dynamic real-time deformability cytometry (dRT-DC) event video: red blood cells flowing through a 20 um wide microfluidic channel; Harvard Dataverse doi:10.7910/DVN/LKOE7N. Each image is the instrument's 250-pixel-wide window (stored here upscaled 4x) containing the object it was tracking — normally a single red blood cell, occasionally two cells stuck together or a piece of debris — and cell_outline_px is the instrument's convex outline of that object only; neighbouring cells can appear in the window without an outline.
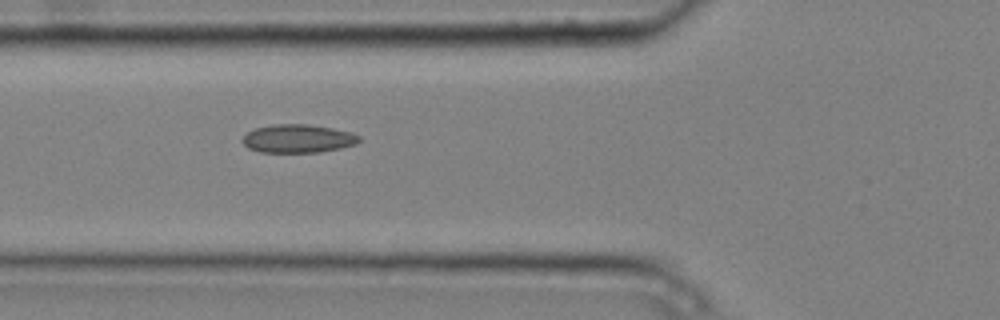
{"species": "common noctule bat (a hibernating species)", "species_latin": "Nyctalus noctula", "temperature_condition": "cold", "stored_images_in_passage": 5, "camera_frame_rate_fps": 3000, "um_per_image_px": 0.085, "animal": {"sex": "male", "body_mass_g": 20.4}, "frame": {"image": 1, "passage_image": 2, "time_ms": 0.333, "image_size_px": [1000, 320], "cell_outline_px": [[360, 140], [356, 144], [340, 148], [320, 152], [260, 152], [248, 148], [240, 140], [248, 132], [256, 128], [272, 124], [308, 124], [332, 128], [352, 132], [360, 136]], "centroid_in_image_um": [25.33, 11.78], "position_along_channel_um": 100.5, "area_um2": 19.31}}
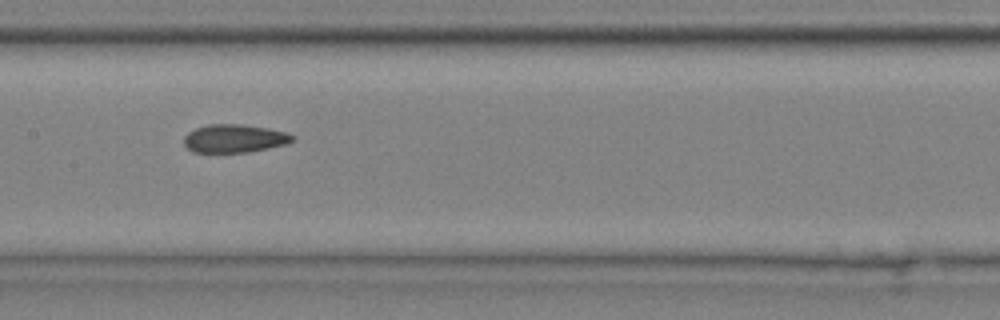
{"frame": {"image": 2, "passage_image": 4, "time_ms": 1.0, "image_size_px": [1000, 320], "cell_outline_px": [[296, 140], [288, 144], [248, 152], [192, 152], [184, 144], [184, 136], [188, 132], [196, 128], [208, 124], [240, 124], [268, 128], [288, 132], [296, 136]], "centroid_in_image_um": [19.97, 11.76], "position_along_channel_um": 187.4, "area_um2": 18.03}}
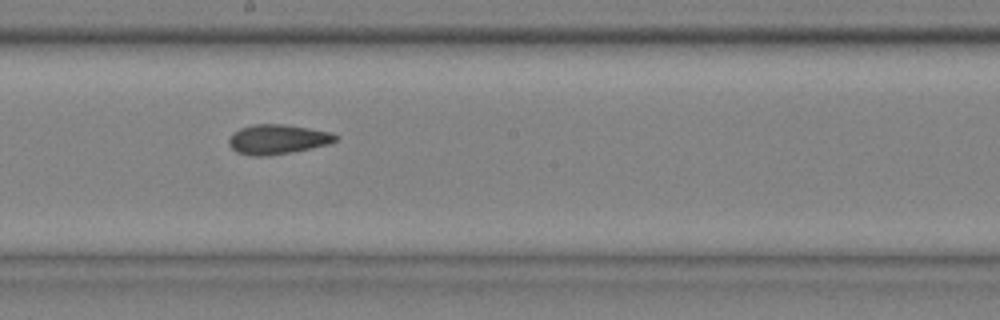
{"frame": {"image": 3, "passage_image": 5, "time_ms": 1.333, "image_size_px": [1000, 320], "cell_outline_px": [[340, 136], [336, 140], [328, 144], [292, 152], [268, 156], [252, 156], [236, 152], [228, 144], [228, 140], [232, 132], [240, 128], [256, 124], [284, 124], [332, 132]], "centroid_in_image_um": [23.58, 11.84], "position_along_channel_um": 224.6, "area_um2": 18.55}}